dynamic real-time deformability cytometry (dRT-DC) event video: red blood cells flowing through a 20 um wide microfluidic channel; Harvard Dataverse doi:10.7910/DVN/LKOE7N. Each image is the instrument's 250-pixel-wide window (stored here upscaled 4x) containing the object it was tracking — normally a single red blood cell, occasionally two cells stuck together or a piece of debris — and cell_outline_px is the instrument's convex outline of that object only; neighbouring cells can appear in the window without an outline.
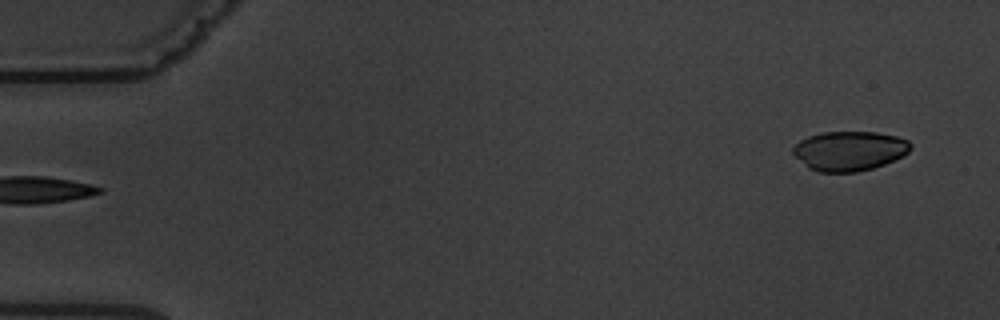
{"species": "common noctule bat (a hibernating species)", "species_latin": "Nyctalus noctula", "temperature_condition": "warm", "stored_images_in_passage": 6, "segment_of_instrument_passage": [2, 2], "camera_frame_rate_fps": 3000, "um_per_image_px": 0.085, "animal": {"sex": "male", "body_mass_g": 19.5, "forearm_length_mm": 54.6}, "frame": {"image": 1, "passage_image": 6, "time_ms": 6.667, "image_size_px": [1000, 320], "cell_outline_px": [[912, 148], [904, 156], [884, 164], [872, 168], [856, 172], [820, 172], [808, 168], [792, 152], [792, 148], [800, 140], [808, 136], [820, 132], [876, 132], [896, 136], [908, 140], [912, 144]], "centroid_in_image_um": [72.21, 12.82], "position_along_channel_um": 12.8, "area_um2": 27.17}}